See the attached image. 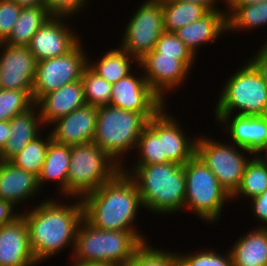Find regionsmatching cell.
Segmentation results:
<instances>
[{"mask_svg": "<svg viewBox=\"0 0 267 266\" xmlns=\"http://www.w3.org/2000/svg\"><path fill=\"white\" fill-rule=\"evenodd\" d=\"M46 198L39 201L35 208L21 211L27 224L31 251L39 265L67 250V247H71L70 252L73 253L76 232L83 219L81 198L66 199L72 203L56 196Z\"/></svg>", "mask_w": 267, "mask_h": 266, "instance_id": "6da1fadb", "label": "cell"}, {"mask_svg": "<svg viewBox=\"0 0 267 266\" xmlns=\"http://www.w3.org/2000/svg\"><path fill=\"white\" fill-rule=\"evenodd\" d=\"M81 201L83 218L92 226L111 231H139L135 223L144 208L136 182L122 170Z\"/></svg>", "mask_w": 267, "mask_h": 266, "instance_id": "7a4b0ae2", "label": "cell"}, {"mask_svg": "<svg viewBox=\"0 0 267 266\" xmlns=\"http://www.w3.org/2000/svg\"><path fill=\"white\" fill-rule=\"evenodd\" d=\"M148 240L141 230H102L83 218L76 232L70 260L79 264L128 266L136 250Z\"/></svg>", "mask_w": 267, "mask_h": 266, "instance_id": "3957f363", "label": "cell"}, {"mask_svg": "<svg viewBox=\"0 0 267 266\" xmlns=\"http://www.w3.org/2000/svg\"><path fill=\"white\" fill-rule=\"evenodd\" d=\"M129 176L136 182L144 211L173 215L184 212L186 180L184 166L164 164L138 165ZM146 209V210H145Z\"/></svg>", "mask_w": 267, "mask_h": 266, "instance_id": "277c9868", "label": "cell"}, {"mask_svg": "<svg viewBox=\"0 0 267 266\" xmlns=\"http://www.w3.org/2000/svg\"><path fill=\"white\" fill-rule=\"evenodd\" d=\"M157 113L125 111L111 105L100 106L93 142L122 168L128 164V153L135 150L148 121Z\"/></svg>", "mask_w": 267, "mask_h": 266, "instance_id": "5b68a950", "label": "cell"}, {"mask_svg": "<svg viewBox=\"0 0 267 266\" xmlns=\"http://www.w3.org/2000/svg\"><path fill=\"white\" fill-rule=\"evenodd\" d=\"M240 66L225 80L213 114L267 115V86L262 75L248 59Z\"/></svg>", "mask_w": 267, "mask_h": 266, "instance_id": "8992f818", "label": "cell"}, {"mask_svg": "<svg viewBox=\"0 0 267 266\" xmlns=\"http://www.w3.org/2000/svg\"><path fill=\"white\" fill-rule=\"evenodd\" d=\"M183 166L186 180L184 211L214 225L221 220L224 206L232 202L231 195L196 154Z\"/></svg>", "mask_w": 267, "mask_h": 266, "instance_id": "52a82bcc", "label": "cell"}, {"mask_svg": "<svg viewBox=\"0 0 267 266\" xmlns=\"http://www.w3.org/2000/svg\"><path fill=\"white\" fill-rule=\"evenodd\" d=\"M121 167L94 142L71 146L67 198H82L109 182Z\"/></svg>", "mask_w": 267, "mask_h": 266, "instance_id": "ba28073f", "label": "cell"}, {"mask_svg": "<svg viewBox=\"0 0 267 266\" xmlns=\"http://www.w3.org/2000/svg\"><path fill=\"white\" fill-rule=\"evenodd\" d=\"M195 154L230 195L239 187L245 166L253 156L250 151L230 143L229 140L218 141L202 134L197 136Z\"/></svg>", "mask_w": 267, "mask_h": 266, "instance_id": "9c48e42d", "label": "cell"}, {"mask_svg": "<svg viewBox=\"0 0 267 266\" xmlns=\"http://www.w3.org/2000/svg\"><path fill=\"white\" fill-rule=\"evenodd\" d=\"M118 41L137 61L151 53L164 30L162 0H145L134 10Z\"/></svg>", "mask_w": 267, "mask_h": 266, "instance_id": "30bf717a", "label": "cell"}, {"mask_svg": "<svg viewBox=\"0 0 267 266\" xmlns=\"http://www.w3.org/2000/svg\"><path fill=\"white\" fill-rule=\"evenodd\" d=\"M82 40L68 53L36 63L32 98L36 103L42 96L60 89L65 84L81 80L88 65L89 52Z\"/></svg>", "mask_w": 267, "mask_h": 266, "instance_id": "8fae6325", "label": "cell"}, {"mask_svg": "<svg viewBox=\"0 0 267 266\" xmlns=\"http://www.w3.org/2000/svg\"><path fill=\"white\" fill-rule=\"evenodd\" d=\"M137 68H141L146 81L165 104L168 103L166 95L182 89L191 73L176 56H162L155 49L138 61Z\"/></svg>", "mask_w": 267, "mask_h": 266, "instance_id": "7c38bea8", "label": "cell"}, {"mask_svg": "<svg viewBox=\"0 0 267 266\" xmlns=\"http://www.w3.org/2000/svg\"><path fill=\"white\" fill-rule=\"evenodd\" d=\"M67 19L71 17L52 16L34 34L27 47L36 62L62 56L81 41V35L67 24Z\"/></svg>", "mask_w": 267, "mask_h": 266, "instance_id": "4fadbf2b", "label": "cell"}, {"mask_svg": "<svg viewBox=\"0 0 267 266\" xmlns=\"http://www.w3.org/2000/svg\"><path fill=\"white\" fill-rule=\"evenodd\" d=\"M138 71L112 84L110 105L131 112H159L165 102L152 90L141 68Z\"/></svg>", "mask_w": 267, "mask_h": 266, "instance_id": "5bb4252c", "label": "cell"}, {"mask_svg": "<svg viewBox=\"0 0 267 266\" xmlns=\"http://www.w3.org/2000/svg\"><path fill=\"white\" fill-rule=\"evenodd\" d=\"M36 60L28 47L0 44L1 89L33 90Z\"/></svg>", "mask_w": 267, "mask_h": 266, "instance_id": "9a60e30c", "label": "cell"}, {"mask_svg": "<svg viewBox=\"0 0 267 266\" xmlns=\"http://www.w3.org/2000/svg\"><path fill=\"white\" fill-rule=\"evenodd\" d=\"M216 125L227 132L230 143L256 155L264 146L267 137V115H214ZM226 128V129H225Z\"/></svg>", "mask_w": 267, "mask_h": 266, "instance_id": "2e32d148", "label": "cell"}, {"mask_svg": "<svg viewBox=\"0 0 267 266\" xmlns=\"http://www.w3.org/2000/svg\"><path fill=\"white\" fill-rule=\"evenodd\" d=\"M98 107L85 104L57 119L48 128L52 140L62 145L76 146L93 142Z\"/></svg>", "mask_w": 267, "mask_h": 266, "instance_id": "e0dca14e", "label": "cell"}, {"mask_svg": "<svg viewBox=\"0 0 267 266\" xmlns=\"http://www.w3.org/2000/svg\"><path fill=\"white\" fill-rule=\"evenodd\" d=\"M29 243L27 224L22 216L0 227V266H37Z\"/></svg>", "mask_w": 267, "mask_h": 266, "instance_id": "ac0fdd59", "label": "cell"}, {"mask_svg": "<svg viewBox=\"0 0 267 266\" xmlns=\"http://www.w3.org/2000/svg\"><path fill=\"white\" fill-rule=\"evenodd\" d=\"M41 192L37 175L16 167L10 161L0 160V199L11 202L20 211V206L38 199L35 197Z\"/></svg>", "mask_w": 267, "mask_h": 266, "instance_id": "d6986e66", "label": "cell"}, {"mask_svg": "<svg viewBox=\"0 0 267 266\" xmlns=\"http://www.w3.org/2000/svg\"><path fill=\"white\" fill-rule=\"evenodd\" d=\"M197 57L199 47H205L228 34L227 13L209 10L204 16L174 32ZM221 36V37H220Z\"/></svg>", "mask_w": 267, "mask_h": 266, "instance_id": "ffe728a7", "label": "cell"}, {"mask_svg": "<svg viewBox=\"0 0 267 266\" xmlns=\"http://www.w3.org/2000/svg\"><path fill=\"white\" fill-rule=\"evenodd\" d=\"M85 104L81 80L65 84L60 89L49 92L35 103L45 128Z\"/></svg>", "mask_w": 267, "mask_h": 266, "instance_id": "44dd1931", "label": "cell"}, {"mask_svg": "<svg viewBox=\"0 0 267 266\" xmlns=\"http://www.w3.org/2000/svg\"><path fill=\"white\" fill-rule=\"evenodd\" d=\"M167 106L169 105L166 104L162 108L163 155H166L170 162L184 165L196 153L197 134L191 136L186 133L176 116L167 112Z\"/></svg>", "mask_w": 267, "mask_h": 266, "instance_id": "7402d4cb", "label": "cell"}, {"mask_svg": "<svg viewBox=\"0 0 267 266\" xmlns=\"http://www.w3.org/2000/svg\"><path fill=\"white\" fill-rule=\"evenodd\" d=\"M9 126V137L3 151L0 153L1 161H10L29 142L45 131L43 129H46L36 105L9 120Z\"/></svg>", "mask_w": 267, "mask_h": 266, "instance_id": "603a6c76", "label": "cell"}, {"mask_svg": "<svg viewBox=\"0 0 267 266\" xmlns=\"http://www.w3.org/2000/svg\"><path fill=\"white\" fill-rule=\"evenodd\" d=\"M136 158L134 163L124 165L121 170L130 174L138 165L164 164L170 162L163 155L162 147V109L148 121L138 138L135 148ZM129 167V168H128Z\"/></svg>", "mask_w": 267, "mask_h": 266, "instance_id": "cb8c5ba5", "label": "cell"}, {"mask_svg": "<svg viewBox=\"0 0 267 266\" xmlns=\"http://www.w3.org/2000/svg\"><path fill=\"white\" fill-rule=\"evenodd\" d=\"M233 266H267V227L257 226L230 245Z\"/></svg>", "mask_w": 267, "mask_h": 266, "instance_id": "d4e9b609", "label": "cell"}, {"mask_svg": "<svg viewBox=\"0 0 267 266\" xmlns=\"http://www.w3.org/2000/svg\"><path fill=\"white\" fill-rule=\"evenodd\" d=\"M71 159V147L62 145L53 140L49 143L45 162L40 175L38 184L41 190L48 181L55 183L57 192L62 198H67V177ZM60 192V193H59ZM64 196V197H63Z\"/></svg>", "mask_w": 267, "mask_h": 266, "instance_id": "484cf974", "label": "cell"}, {"mask_svg": "<svg viewBox=\"0 0 267 266\" xmlns=\"http://www.w3.org/2000/svg\"><path fill=\"white\" fill-rule=\"evenodd\" d=\"M132 64L138 66V61L119 46L108 49L104 55H100V58L94 61L88 57V65L110 84L131 74L134 70Z\"/></svg>", "mask_w": 267, "mask_h": 266, "instance_id": "4316f807", "label": "cell"}, {"mask_svg": "<svg viewBox=\"0 0 267 266\" xmlns=\"http://www.w3.org/2000/svg\"><path fill=\"white\" fill-rule=\"evenodd\" d=\"M51 17L46 6L22 7L19 19L3 43L10 46L27 47L34 34Z\"/></svg>", "mask_w": 267, "mask_h": 266, "instance_id": "83f0119b", "label": "cell"}, {"mask_svg": "<svg viewBox=\"0 0 267 266\" xmlns=\"http://www.w3.org/2000/svg\"><path fill=\"white\" fill-rule=\"evenodd\" d=\"M209 9L204 4L177 0H162L164 30L175 32L204 16Z\"/></svg>", "mask_w": 267, "mask_h": 266, "instance_id": "f1b7e54d", "label": "cell"}, {"mask_svg": "<svg viewBox=\"0 0 267 266\" xmlns=\"http://www.w3.org/2000/svg\"><path fill=\"white\" fill-rule=\"evenodd\" d=\"M266 190L267 165L257 155H253L245 166L239 187L231 195L232 201L241 198L250 200Z\"/></svg>", "mask_w": 267, "mask_h": 266, "instance_id": "f546056e", "label": "cell"}, {"mask_svg": "<svg viewBox=\"0 0 267 266\" xmlns=\"http://www.w3.org/2000/svg\"><path fill=\"white\" fill-rule=\"evenodd\" d=\"M228 36L230 33L248 32L267 25V0L260 3L238 5L228 16Z\"/></svg>", "mask_w": 267, "mask_h": 266, "instance_id": "4dcf8cb0", "label": "cell"}, {"mask_svg": "<svg viewBox=\"0 0 267 266\" xmlns=\"http://www.w3.org/2000/svg\"><path fill=\"white\" fill-rule=\"evenodd\" d=\"M48 132V134L44 132L46 136L41 133L29 142L10 162L18 168L39 176L45 162L48 145L52 141L50 131L48 130Z\"/></svg>", "mask_w": 267, "mask_h": 266, "instance_id": "1f68e13d", "label": "cell"}, {"mask_svg": "<svg viewBox=\"0 0 267 266\" xmlns=\"http://www.w3.org/2000/svg\"><path fill=\"white\" fill-rule=\"evenodd\" d=\"M81 82L86 104L96 107L110 105L112 84L103 79L89 65L83 71Z\"/></svg>", "mask_w": 267, "mask_h": 266, "instance_id": "d6a6232c", "label": "cell"}, {"mask_svg": "<svg viewBox=\"0 0 267 266\" xmlns=\"http://www.w3.org/2000/svg\"><path fill=\"white\" fill-rule=\"evenodd\" d=\"M32 91L0 89V121H9L31 109L35 105Z\"/></svg>", "mask_w": 267, "mask_h": 266, "instance_id": "836d02e7", "label": "cell"}, {"mask_svg": "<svg viewBox=\"0 0 267 266\" xmlns=\"http://www.w3.org/2000/svg\"><path fill=\"white\" fill-rule=\"evenodd\" d=\"M128 266H179L177 252L144 242L135 252Z\"/></svg>", "mask_w": 267, "mask_h": 266, "instance_id": "e575fe53", "label": "cell"}, {"mask_svg": "<svg viewBox=\"0 0 267 266\" xmlns=\"http://www.w3.org/2000/svg\"><path fill=\"white\" fill-rule=\"evenodd\" d=\"M222 253V250L218 253L215 248H201L194 252L182 253L179 251L177 255L179 266H233L229 249L224 254Z\"/></svg>", "mask_w": 267, "mask_h": 266, "instance_id": "d590c367", "label": "cell"}, {"mask_svg": "<svg viewBox=\"0 0 267 266\" xmlns=\"http://www.w3.org/2000/svg\"><path fill=\"white\" fill-rule=\"evenodd\" d=\"M155 50L162 56H176L177 59L182 60L191 70L194 67L195 61H197V57L174 32L164 31L156 43Z\"/></svg>", "mask_w": 267, "mask_h": 266, "instance_id": "8d00e7d4", "label": "cell"}, {"mask_svg": "<svg viewBox=\"0 0 267 266\" xmlns=\"http://www.w3.org/2000/svg\"><path fill=\"white\" fill-rule=\"evenodd\" d=\"M91 0H46V7L52 16H66L71 17L78 16L83 13L85 8L90 7ZM87 5V6H86Z\"/></svg>", "mask_w": 267, "mask_h": 266, "instance_id": "74e56055", "label": "cell"}, {"mask_svg": "<svg viewBox=\"0 0 267 266\" xmlns=\"http://www.w3.org/2000/svg\"><path fill=\"white\" fill-rule=\"evenodd\" d=\"M22 7L11 0H0V41L4 42L11 34Z\"/></svg>", "mask_w": 267, "mask_h": 266, "instance_id": "f35d334b", "label": "cell"}, {"mask_svg": "<svg viewBox=\"0 0 267 266\" xmlns=\"http://www.w3.org/2000/svg\"><path fill=\"white\" fill-rule=\"evenodd\" d=\"M249 201V206H251L250 211L253 214L254 219L256 218L260 223L259 227H267V190Z\"/></svg>", "mask_w": 267, "mask_h": 266, "instance_id": "ab89813d", "label": "cell"}, {"mask_svg": "<svg viewBox=\"0 0 267 266\" xmlns=\"http://www.w3.org/2000/svg\"><path fill=\"white\" fill-rule=\"evenodd\" d=\"M248 60L260 72L267 86V45L263 44Z\"/></svg>", "mask_w": 267, "mask_h": 266, "instance_id": "60d3db41", "label": "cell"}, {"mask_svg": "<svg viewBox=\"0 0 267 266\" xmlns=\"http://www.w3.org/2000/svg\"><path fill=\"white\" fill-rule=\"evenodd\" d=\"M18 210L11 202L0 199V227L11 224L19 218L21 212Z\"/></svg>", "mask_w": 267, "mask_h": 266, "instance_id": "b9f144b4", "label": "cell"}, {"mask_svg": "<svg viewBox=\"0 0 267 266\" xmlns=\"http://www.w3.org/2000/svg\"><path fill=\"white\" fill-rule=\"evenodd\" d=\"M177 1H183V2H195L199 4H204L209 10H222L226 12V9L229 4V0H177ZM221 1V2H220ZM224 2V8L216 6L217 4ZM222 8V9H221Z\"/></svg>", "mask_w": 267, "mask_h": 266, "instance_id": "7bdbcfd3", "label": "cell"}, {"mask_svg": "<svg viewBox=\"0 0 267 266\" xmlns=\"http://www.w3.org/2000/svg\"><path fill=\"white\" fill-rule=\"evenodd\" d=\"M10 132L9 121H0V153L3 151Z\"/></svg>", "mask_w": 267, "mask_h": 266, "instance_id": "ee69618b", "label": "cell"}, {"mask_svg": "<svg viewBox=\"0 0 267 266\" xmlns=\"http://www.w3.org/2000/svg\"><path fill=\"white\" fill-rule=\"evenodd\" d=\"M265 0H229V4L226 10L227 16L238 6V5H247L253 3H260Z\"/></svg>", "mask_w": 267, "mask_h": 266, "instance_id": "f6af8a7d", "label": "cell"}, {"mask_svg": "<svg viewBox=\"0 0 267 266\" xmlns=\"http://www.w3.org/2000/svg\"><path fill=\"white\" fill-rule=\"evenodd\" d=\"M21 7L46 6V0H11Z\"/></svg>", "mask_w": 267, "mask_h": 266, "instance_id": "bcb514c9", "label": "cell"}, {"mask_svg": "<svg viewBox=\"0 0 267 266\" xmlns=\"http://www.w3.org/2000/svg\"><path fill=\"white\" fill-rule=\"evenodd\" d=\"M256 155L267 165V146H264Z\"/></svg>", "mask_w": 267, "mask_h": 266, "instance_id": "7dc6e473", "label": "cell"}, {"mask_svg": "<svg viewBox=\"0 0 267 266\" xmlns=\"http://www.w3.org/2000/svg\"><path fill=\"white\" fill-rule=\"evenodd\" d=\"M69 266H113L109 264H79V263H69Z\"/></svg>", "mask_w": 267, "mask_h": 266, "instance_id": "c3c4849f", "label": "cell"}]
</instances>
